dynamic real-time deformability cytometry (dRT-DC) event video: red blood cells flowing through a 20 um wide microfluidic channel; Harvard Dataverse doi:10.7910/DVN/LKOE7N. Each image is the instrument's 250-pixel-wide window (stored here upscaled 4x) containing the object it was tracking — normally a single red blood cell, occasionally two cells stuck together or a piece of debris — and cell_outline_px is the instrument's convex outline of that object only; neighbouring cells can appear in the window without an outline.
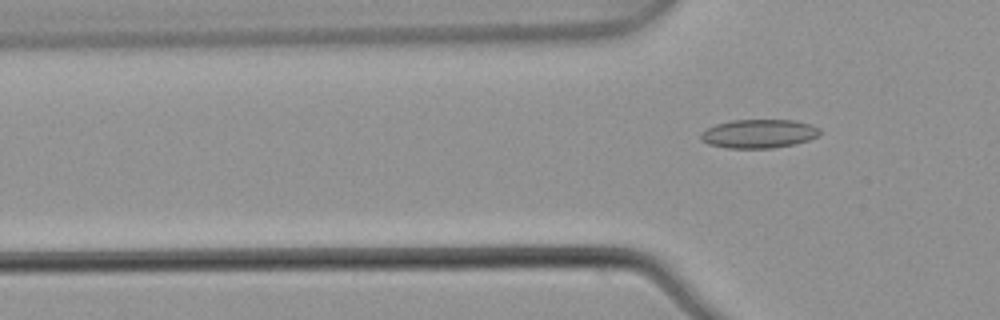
{"species": "common noctule bat (a hibernating species)", "species_latin": "Nyctalus noctula", "temperature_condition": "warm", "stored_images_in_passage": 6, "segment_of_instrument_passage": [2, 2], "camera_frame_rate_fps": 3000, "um_per_image_px": 0.085, "animal": {"sex": "male", "body_mass_g": 21.5, "forearm_length_mm": 52.0}, "frame": {"image": 1, "passage_image": 6, "time_ms": 1.667, "image_size_px": [1000, 320], "cell_outline_px": [[820, 136], [796, 144], [772, 148], [728, 148], [708, 144], [700, 140], [700, 132], [716, 124], [732, 120], [796, 120], [812, 124], [820, 128]], "centroid_in_image_um": [64.52, 11.36], "position_along_channel_um": 61.3, "area_um2": 20.17}}